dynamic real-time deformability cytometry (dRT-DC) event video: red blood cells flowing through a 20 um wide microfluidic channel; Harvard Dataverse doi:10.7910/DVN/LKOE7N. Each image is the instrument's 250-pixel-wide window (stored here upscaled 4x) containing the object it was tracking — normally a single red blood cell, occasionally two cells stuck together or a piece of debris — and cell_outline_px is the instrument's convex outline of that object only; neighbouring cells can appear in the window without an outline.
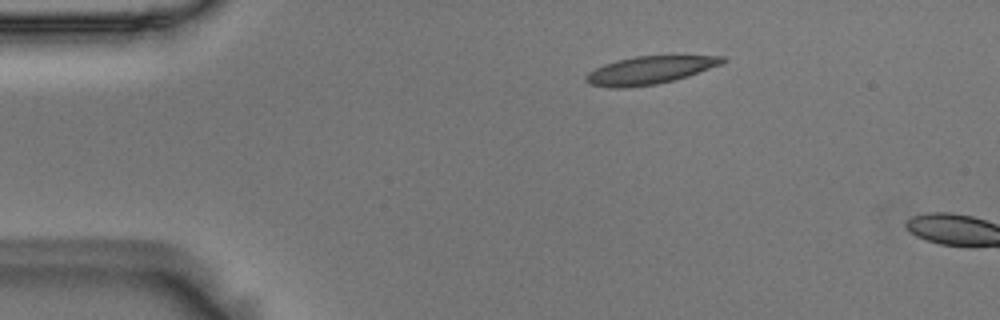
{"species": "Egyptian fruit bat (a non-hibernating species)", "species_latin": "Rousettus aegyptiacus", "temperature_condition": "room temperature", "stored_images_in_passage": 3, "camera_frame_rate_fps": 3000, "um_per_image_px": 0.085, "animal": {"sex": "male"}, "frame": {"image": 1, "passage_image": 2, "time_ms": 0.333, "image_size_px": [1000, 320], "cell_outline_px": [[728, 60], [724, 64], [676, 80], [656, 84], [624, 88], [608, 88], [588, 84], [584, 80], [584, 76], [588, 72], [604, 64], [616, 60], [636, 56], [724, 56]], "centroid_in_image_um": [55.22, 5.97], "position_along_channel_um": 29.8, "area_um2": 22.43}}